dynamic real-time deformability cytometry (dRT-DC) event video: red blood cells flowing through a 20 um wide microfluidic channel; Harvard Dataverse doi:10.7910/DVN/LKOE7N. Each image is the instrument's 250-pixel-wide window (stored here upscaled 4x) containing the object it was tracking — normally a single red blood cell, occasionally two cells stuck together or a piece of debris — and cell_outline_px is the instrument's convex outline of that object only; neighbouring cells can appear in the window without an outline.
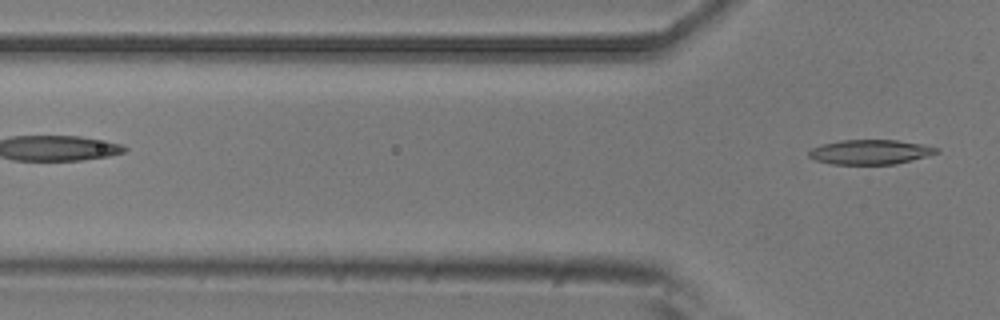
{"species": "common noctule bat (a hibernating species)", "species_latin": "Nyctalus noctula", "temperature_condition": "room temperature", "stored_images_in_passage": 3, "camera_frame_rate_fps": 3000, "um_per_image_px": 0.085, "animal": {"sex": "male", "body_mass_g": 20.5, "forearm_length_mm": 52.5}, "frame": {"image": 1, "passage_image": 3, "time_ms": 0.667, "image_size_px": [1000, 320], "cell_outline_px": [[940, 152], [928, 156], [896, 164], [832, 164], [816, 160], [808, 156], [808, 152], [812, 148], [824, 144], [840, 140], [896, 140], [920, 144], [940, 148]], "centroid_in_image_um": [74.0, 12.92], "position_along_channel_um": 51.8, "area_um2": 18.26}}